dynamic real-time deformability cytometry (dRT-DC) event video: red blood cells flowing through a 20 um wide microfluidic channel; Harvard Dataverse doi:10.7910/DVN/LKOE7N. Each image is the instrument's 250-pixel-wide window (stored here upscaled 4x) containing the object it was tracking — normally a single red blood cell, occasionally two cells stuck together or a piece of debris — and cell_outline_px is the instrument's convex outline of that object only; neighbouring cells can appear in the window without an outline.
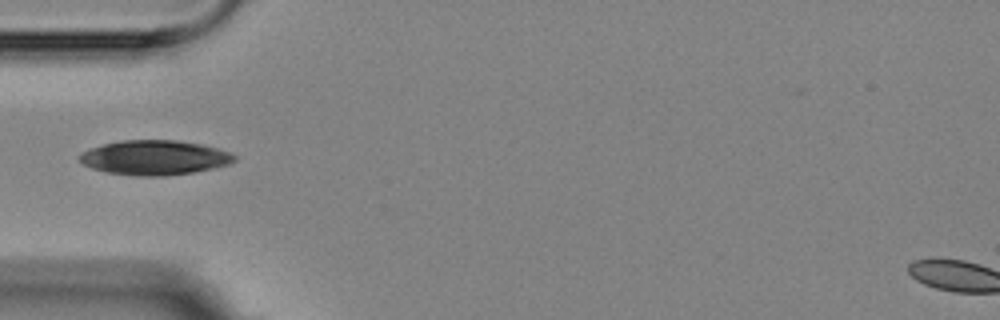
{"species": "Egyptian fruit bat (a non-hibernating species)", "species_latin": "Rousettus aegyptiacus", "temperature_condition": "room temperature", "stored_images_in_passage": 2, "camera_frame_rate_fps": 3000, "um_per_image_px": 0.085, "animal": {"sex": "female"}, "frame": {"image": 1, "passage_image": 2, "time_ms": 1.333, "image_size_px": [1000, 320], "cell_outline_px": [[236, 160], [228, 164], [212, 168], [192, 172], [164, 176], [136, 176], [104, 172], [92, 168], [84, 164], [80, 160], [80, 152], [104, 144], [120, 140], [176, 140], [204, 144], [228, 152], [236, 156]], "centroid_in_image_um": [13.13, 13.39], "position_along_channel_um": 71.9, "area_um2": 31.15}}